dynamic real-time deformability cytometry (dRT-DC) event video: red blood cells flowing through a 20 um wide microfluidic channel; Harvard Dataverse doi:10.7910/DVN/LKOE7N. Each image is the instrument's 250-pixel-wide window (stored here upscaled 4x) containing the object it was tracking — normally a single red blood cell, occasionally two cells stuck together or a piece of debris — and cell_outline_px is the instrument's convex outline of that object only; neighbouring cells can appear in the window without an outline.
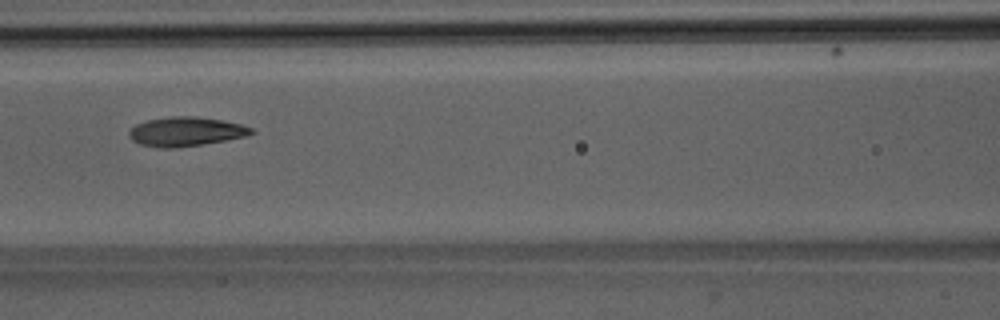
{"species": "Egyptian fruit bat (a non-hibernating species)", "species_latin": "Rousettus aegyptiacus", "temperature_condition": "room temperature", "stored_images_in_passage": 21, "camera_frame_rate_fps": 3000, "um_per_image_px": 0.085, "animal": {"sex": "male"}, "frame": {"image": 1, "passage_image": 7, "time_ms": 2.0, "image_size_px": [1000, 320], "cell_outline_px": [[256, 132], [244, 136], [224, 140], [176, 148], [160, 148], [140, 144], [132, 140], [128, 136], [128, 132], [136, 124], [148, 120], [172, 116], [196, 116], [220, 120], [240, 124], [252, 128]], "centroid_in_image_um": [15.76, 11.18], "position_along_channel_um": 150.8, "area_um2": 20.58}}